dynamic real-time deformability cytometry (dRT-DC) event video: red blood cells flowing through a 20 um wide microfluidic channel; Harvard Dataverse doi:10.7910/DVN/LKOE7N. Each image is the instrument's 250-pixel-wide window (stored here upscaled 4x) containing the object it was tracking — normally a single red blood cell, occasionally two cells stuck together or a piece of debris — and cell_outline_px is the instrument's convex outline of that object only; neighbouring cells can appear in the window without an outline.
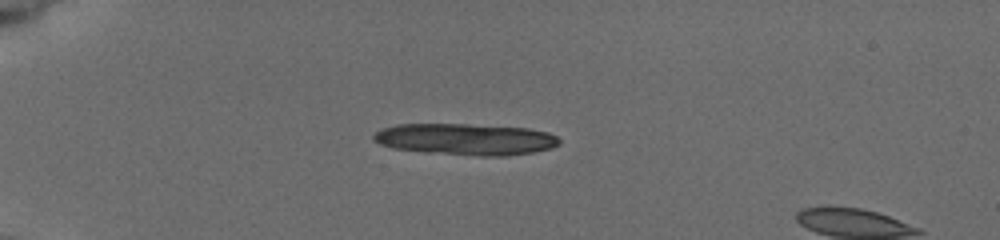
{"species": "common noctule bat (a hibernating species)", "species_latin": "Nyctalus noctula", "temperature_condition": "cold", "stored_images_in_passage": 3, "camera_frame_rate_fps": 3000, "um_per_image_px": 0.085, "animal": {"sex": "female", "body_mass_g": 19.5, "forearm_length_mm": 54.1}, "frame": {"image": 1, "passage_image": 1, "time_ms": 0.0, "image_size_px": [1000, 240], "cell_outline_px": [[560, 144], [552, 148], [532, 152], [504, 156], [484, 156], [424, 152], [392, 148], [380, 144], [372, 140], [372, 136], [376, 132], [384, 128], [396, 124], [468, 124], [528, 128], [548, 132], [556, 136], [560, 140]], "centroid_in_image_um": [39.58, 11.83], "position_along_channel_um": 45.4, "area_um2": 34.16}}